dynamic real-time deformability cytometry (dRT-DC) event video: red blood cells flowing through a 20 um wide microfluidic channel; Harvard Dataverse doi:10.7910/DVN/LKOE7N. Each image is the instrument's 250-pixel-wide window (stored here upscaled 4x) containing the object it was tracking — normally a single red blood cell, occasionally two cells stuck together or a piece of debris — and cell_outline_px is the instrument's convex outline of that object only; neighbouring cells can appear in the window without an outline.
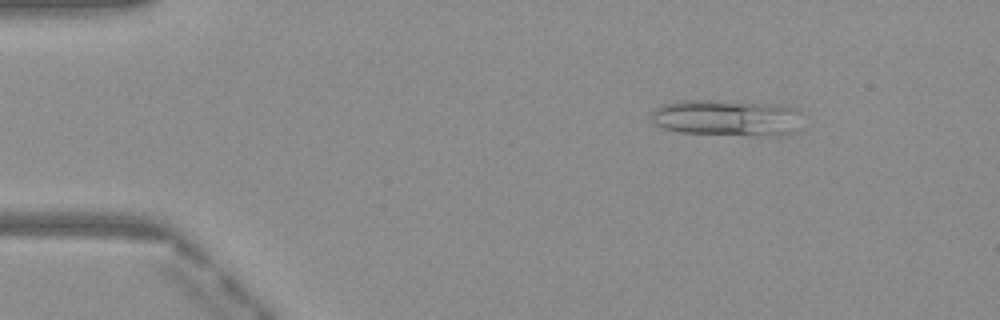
{"species": "Egyptian fruit bat (a non-hibernating species)", "species_latin": "Rousettus aegyptiacus", "temperature_condition": "warm", "stored_images_in_passage": 49, "camera_frame_rate_fps": 3000, "um_per_image_px": 0.085, "frame": {"image": 1, "passage_image": 7, "time_ms": 2.0, "image_size_px": [1000, 320], "cell_outline_px": [[800, 112], [792, 132], [784, 136], [756, 136], [680, 132], [664, 128], [656, 124], [652, 120], [652, 112], [656, 108], [664, 104], [680, 100], [716, 100], [784, 104], [796, 108]], "centroid_in_image_um": [61.79, 10.0], "position_along_channel_um": 23.2, "area_um2": 32.14}}
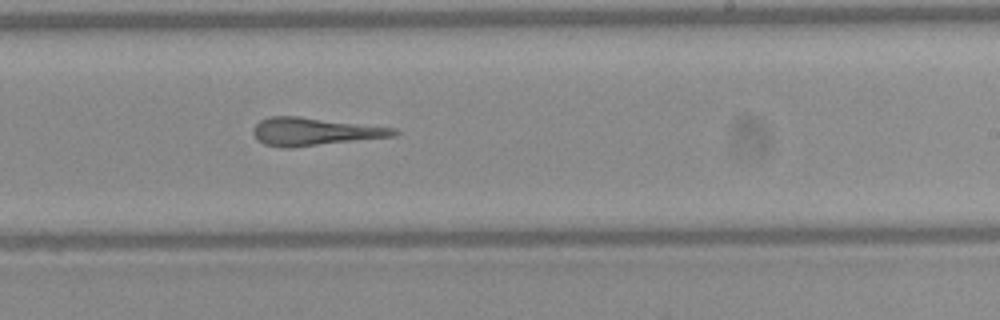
{"frame": {"image": 2, "passage_image": 30, "time_ms": 9.667, "image_size_px": [1000, 320], "cell_outline_px": [[400, 132], [396, 136], [292, 148], [284, 148], [264, 144], [256, 140], [252, 132], [252, 128], [260, 120], [272, 116], [300, 116], [396, 128]], "centroid_in_image_um": [26.72, 11.19], "position_along_channel_um": 262.3, "area_um2": 23.12}}
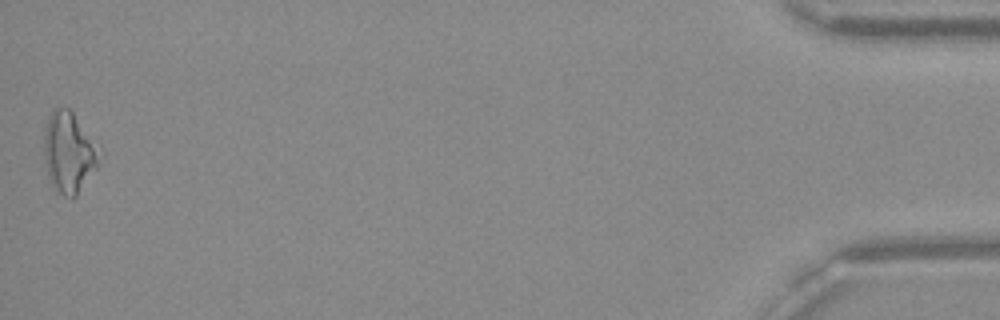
{"frame": {"image": 3, "passage_image": 49, "time_ms": 16.0, "image_size_px": [1000, 320], "cell_outline_px": [[104, 156], [100, 164], [76, 196], [72, 200], [56, 192], [52, 188], [44, 160], [44, 128], [48, 116], [52, 108], [68, 108], [72, 112], [100, 144]], "centroid_in_image_um": [5.9, 12.97], "position_along_channel_um": 429.3, "area_um2": 27.11}}